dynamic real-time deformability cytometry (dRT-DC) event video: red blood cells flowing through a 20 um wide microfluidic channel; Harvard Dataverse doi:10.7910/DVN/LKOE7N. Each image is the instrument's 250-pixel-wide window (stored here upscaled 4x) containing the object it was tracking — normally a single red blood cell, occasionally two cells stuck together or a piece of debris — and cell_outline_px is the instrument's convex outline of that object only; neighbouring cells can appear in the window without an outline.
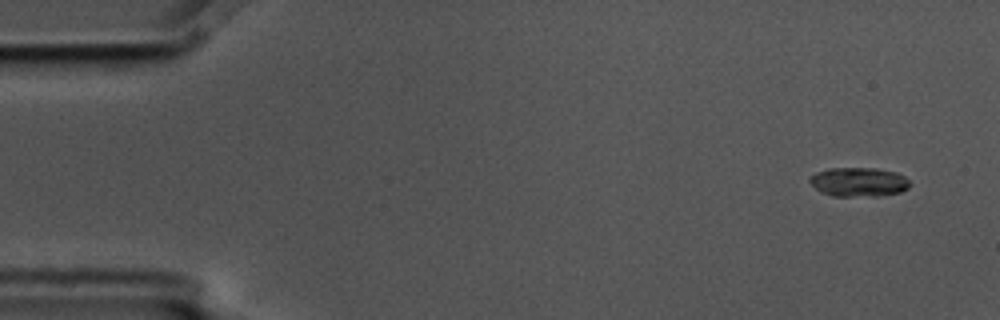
{"species": "common noctule bat (a hibernating species)", "species_latin": "Nyctalus noctula", "temperature_condition": "cold", "stored_images_in_passage": 5, "camera_frame_rate_fps": 3000, "um_per_image_px": 0.085, "animal": {"sex": "male", "body_mass_g": 17.5, "forearm_length_mm": 52.3}, "frame": {"image": 1, "passage_image": 1, "time_ms": 0.0, "image_size_px": [1000, 320], "cell_outline_px": [[908, 188], [900, 192], [876, 196], [832, 196], [820, 192], [808, 180], [816, 172], [828, 168], [876, 168], [896, 172], [904, 176], [908, 180]], "centroid_in_image_um": [72.97, 15.47], "position_along_channel_um": 12.0, "area_um2": 16.94}}